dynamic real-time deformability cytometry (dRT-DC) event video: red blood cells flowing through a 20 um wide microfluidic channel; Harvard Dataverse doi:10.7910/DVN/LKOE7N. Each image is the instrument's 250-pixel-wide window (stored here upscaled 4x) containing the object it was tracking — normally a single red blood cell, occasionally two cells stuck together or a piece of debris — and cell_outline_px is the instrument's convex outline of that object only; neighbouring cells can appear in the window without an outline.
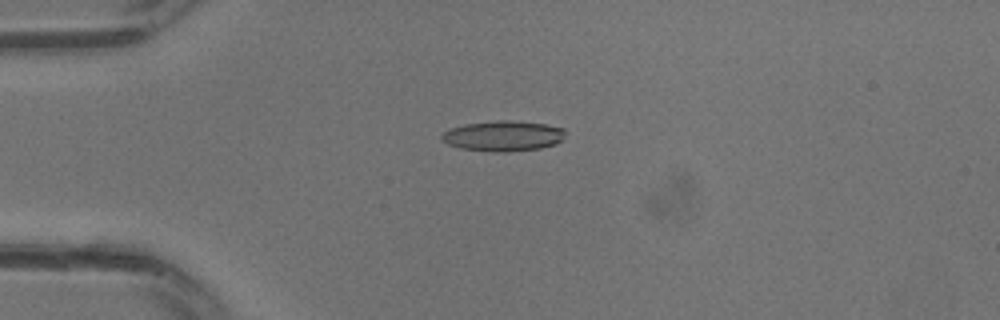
{"species": "common noctule bat (a hibernating species)", "species_latin": "Nyctalus noctula", "temperature_condition": "warm", "stored_images_in_passage": 31, "camera_frame_rate_fps": 3000, "um_per_image_px": 0.085, "animal": {"sex": "male", "body_mass_g": 13.3}, "frame": {"image": 1, "passage_image": 8, "time_ms": 2.333, "image_size_px": [1000, 320], "cell_outline_px": [[564, 136], [556, 144], [540, 148], [508, 152], [492, 152], [460, 148], [448, 144], [440, 140], [440, 136], [444, 132], [452, 128], [464, 124], [496, 120], [508, 120], [544, 124], [564, 128]], "centroid_in_image_um": [42.74, 11.56], "position_along_channel_um": 42.3, "area_um2": 21.91}}
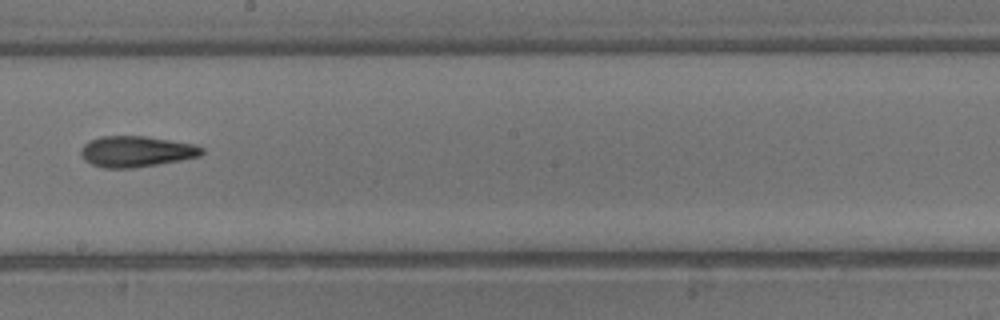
{"frame": {"image": 2, "passage_image": 18, "time_ms": 5.667, "image_size_px": [1000, 320], "cell_outline_px": [[204, 152], [200, 156], [180, 160], [132, 168], [104, 168], [92, 164], [84, 160], [80, 156], [80, 148], [88, 140], [100, 136], [144, 136], [196, 144], [204, 148]], "centroid_in_image_um": [11.55, 12.87], "position_along_channel_um": 236.6, "area_um2": 21.91}}
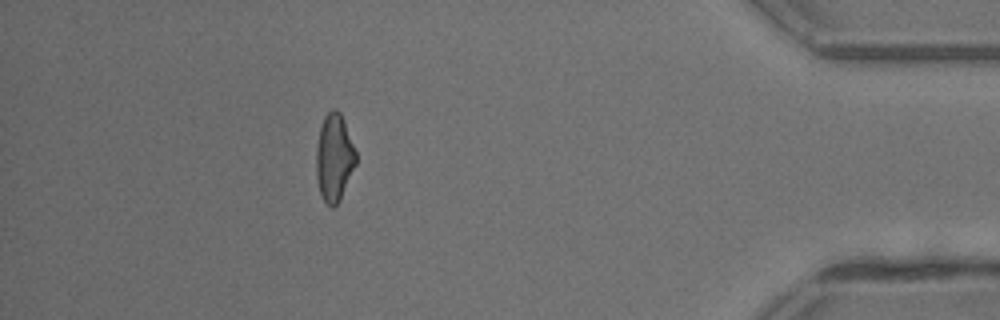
{"frame": {"image": 3, "passage_image": 28, "time_ms": 9.0, "image_size_px": [1000, 320], "cell_outline_px": [[356, 164], [340, 200], [332, 208], [324, 200], [320, 192], [316, 176], [316, 148], [320, 128], [324, 116], [332, 108], [336, 108], [340, 112], [344, 120], [356, 152]], "centroid_in_image_um": [28.4, 13.38], "position_along_channel_um": 406.8, "area_um2": 20.17}}